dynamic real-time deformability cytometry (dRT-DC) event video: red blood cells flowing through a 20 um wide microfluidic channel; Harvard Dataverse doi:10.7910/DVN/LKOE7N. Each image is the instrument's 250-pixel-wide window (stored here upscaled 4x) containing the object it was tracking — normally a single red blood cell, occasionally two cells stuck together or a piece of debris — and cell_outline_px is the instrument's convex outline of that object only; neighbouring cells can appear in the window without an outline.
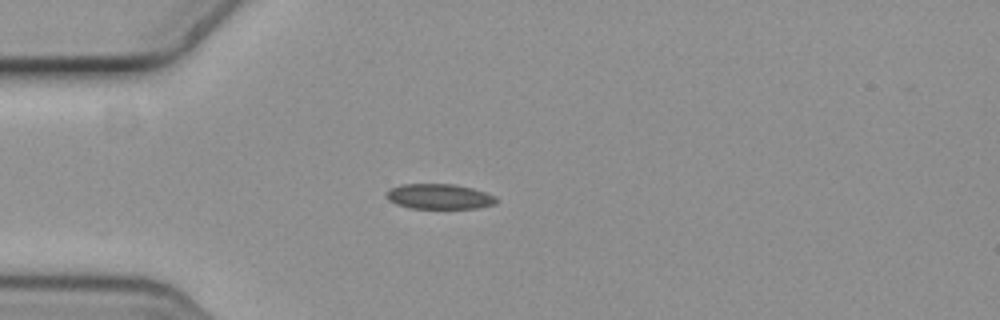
{"species": "common noctule bat (a hibernating species)", "species_latin": "Nyctalus noctula", "temperature_condition": "cold", "stored_images_in_passage": 4, "camera_frame_rate_fps": 3000, "um_per_image_px": 0.085, "animal": {"sex": "female", "body_mass_g": 19.3, "forearm_length_mm": 54.1}, "frame": {"image": 1, "passage_image": 4, "time_ms": 1.0, "image_size_px": [1000, 320], "cell_outline_px": [[500, 200], [496, 204], [480, 208], [408, 208], [396, 204], [388, 200], [384, 196], [384, 192], [388, 188], [400, 184], [452, 184], [472, 188], [496, 196]], "centroid_in_image_um": [37.3, 16.7], "position_along_channel_um": 47.7, "area_um2": 16.47}}